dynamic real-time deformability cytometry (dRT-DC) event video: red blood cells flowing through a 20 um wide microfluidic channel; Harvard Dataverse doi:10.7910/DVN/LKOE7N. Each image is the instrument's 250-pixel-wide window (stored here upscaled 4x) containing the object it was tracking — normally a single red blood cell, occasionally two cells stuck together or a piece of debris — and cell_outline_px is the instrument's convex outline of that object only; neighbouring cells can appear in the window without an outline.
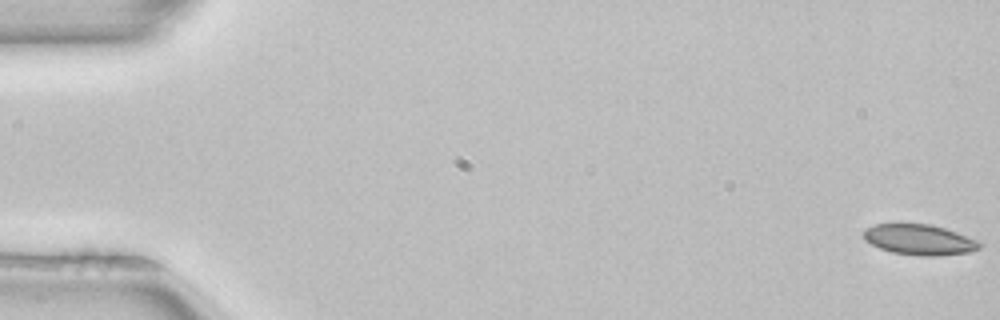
{"species": "common noctule bat (a hibernating species)", "species_latin": "Nyctalus noctula", "temperature_condition": "room temperature", "stored_images_in_passage": 52, "camera_frame_rate_fps": 3000, "um_per_image_px": 0.085, "animal": {"sex": "female", "body_mass_g": 22.7, "forearm_length_mm": 54.2}, "frame": {"image": 1, "passage_image": 1, "time_ms": 0.0, "image_size_px": [1000, 320], "cell_outline_px": [[980, 248], [972, 252], [936, 256], [920, 256], [892, 252], [880, 248], [864, 240], [864, 232], [868, 228], [876, 224], [932, 224], [956, 232], [976, 240], [980, 244]], "centroid_in_image_um": [78.16, 20.38], "position_along_channel_um": 6.8, "area_um2": 20.4}}
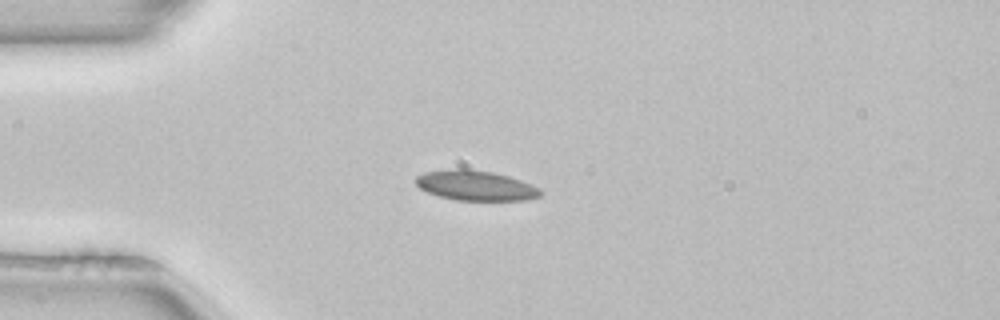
{"frame": {"image": 2, "passage_image": 14, "time_ms": 4.333, "image_size_px": [1000, 320], "cell_outline_px": [[544, 192], [540, 196], [524, 200], [456, 200], [440, 196], [428, 192], [420, 188], [416, 184], [416, 176], [424, 172], [452, 168], [464, 168], [492, 172], [508, 176], [532, 184], [540, 188]], "centroid_in_image_um": [40.44, 15.76], "position_along_channel_um": 44.6, "area_um2": 21.85}}
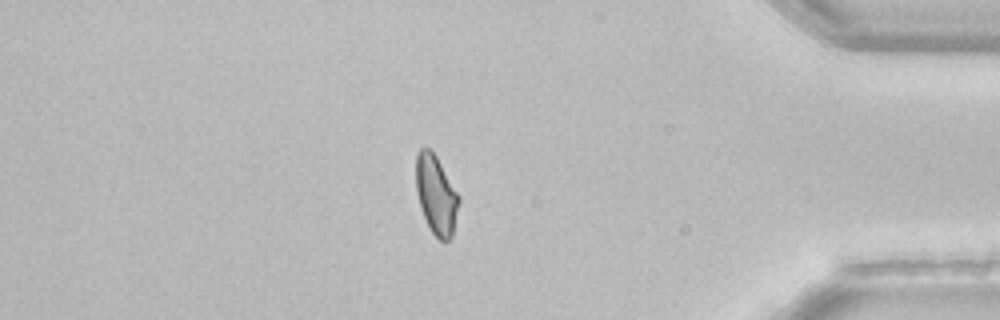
{"frame": {"image": 3, "passage_image": 45, "time_ms": 14.667, "image_size_px": [1000, 320], "cell_outline_px": [[460, 200], [452, 236], [448, 240], [440, 240], [432, 232], [424, 216], [416, 192], [416, 156], [420, 148], [428, 148], [436, 156], [460, 196]], "centroid_in_image_um": [37.08, 16.55], "position_along_channel_um": 398.1, "area_um2": 19.48}, "authors_computed_cell_mechanics": {"area_um2": 20.6057, "velocity_mm_per_s": 3.9738, "shape_relaxation_time_tau1_ms": null, "shape_relaxation_time_tau2_ms": 4.1801, "deformation_change_tau1": null, "deformation_change_tau2": 0.0794}}